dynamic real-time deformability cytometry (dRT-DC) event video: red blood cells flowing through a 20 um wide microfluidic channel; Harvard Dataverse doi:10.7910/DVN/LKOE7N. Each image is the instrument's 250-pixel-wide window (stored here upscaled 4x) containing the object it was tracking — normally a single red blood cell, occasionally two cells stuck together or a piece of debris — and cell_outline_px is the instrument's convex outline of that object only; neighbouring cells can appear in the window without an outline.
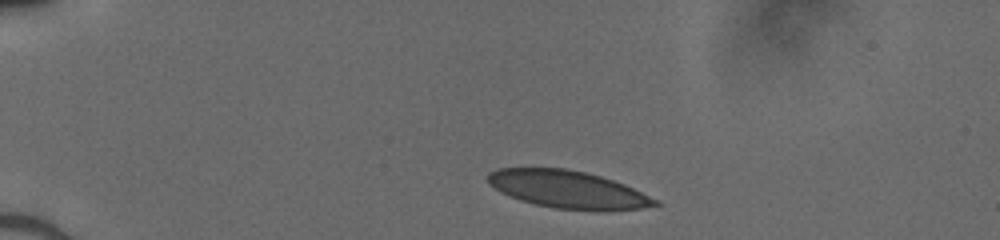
{"species": "human", "species_latin": "Homo sapiens", "temperature_condition": "cold", "stored_images_in_passage": 40, "camera_frame_rate_fps": 3000, "um_per_image_px": 0.085, "donor": {"sex": "male"}, "frame": {"image": 1, "passage_image": 1, "time_ms": 0.0, "image_size_px": [1000, 240], "cell_outline_px": [[660, 204], [640, 208], [604, 212], [600, 212], [556, 208], [536, 204], [520, 200], [500, 192], [488, 184], [488, 172], [496, 168], [564, 168], [584, 172], [600, 176], [624, 184], [656, 200]], "centroid_in_image_um": [48.23, 16.11], "position_along_channel_um": 36.8, "area_um2": 36.53}}
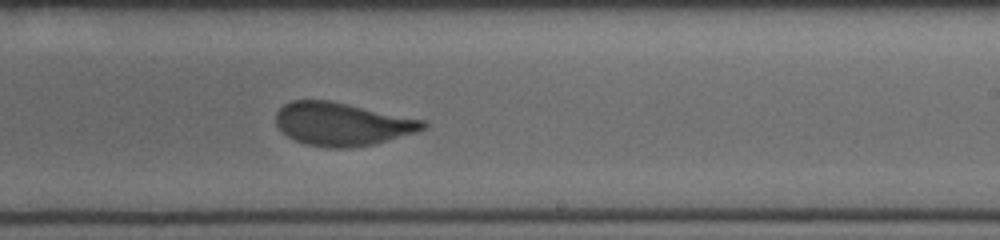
{"frame": {"image": 2, "passage_image": 22, "time_ms": 7.0, "image_size_px": [1000, 240], "cell_outline_px": [[428, 124], [424, 128], [416, 132], [388, 140], [372, 144], [348, 148], [324, 148], [304, 144], [292, 140], [280, 132], [276, 124], [276, 112], [284, 104], [292, 100], [328, 100], [428, 120]], "centroid_in_image_um": [29.05, 10.55], "position_along_channel_um": 259.9, "area_um2": 37.34}}
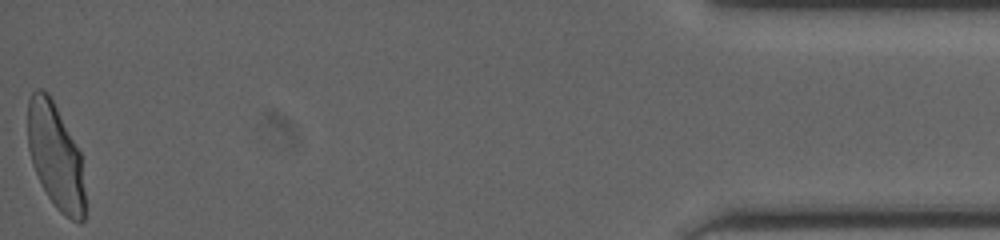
{"frame": {"image": 3, "passage_image": 40, "time_ms": 13.0, "image_size_px": [1000, 240], "cell_outline_px": [[84, 220], [80, 224], [64, 216], [56, 208], [48, 196], [32, 164], [28, 148], [28, 100], [32, 92], [36, 88], [40, 88], [48, 92], [80, 152], [84, 192]], "centroid_in_image_um": [4.71, 13.28], "position_along_channel_um": 430.5, "area_um2": 34.8}}